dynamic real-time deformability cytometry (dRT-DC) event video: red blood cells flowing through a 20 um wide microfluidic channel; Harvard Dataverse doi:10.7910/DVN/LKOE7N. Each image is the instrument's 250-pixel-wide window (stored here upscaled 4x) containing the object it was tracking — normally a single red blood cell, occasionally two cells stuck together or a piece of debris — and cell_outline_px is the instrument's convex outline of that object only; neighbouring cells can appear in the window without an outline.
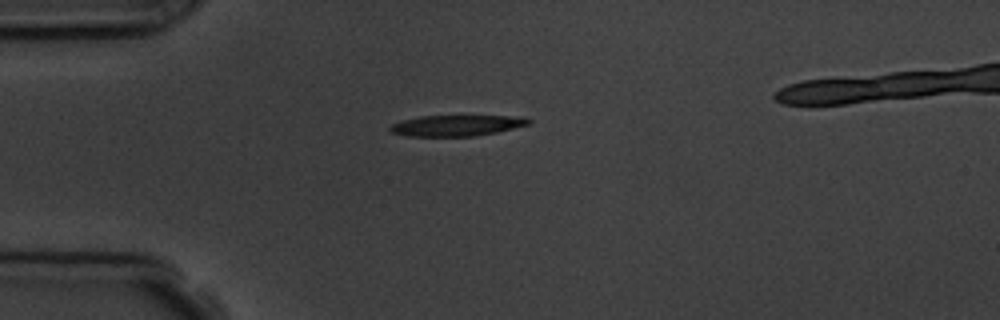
{"species": "common noctule bat (a hibernating species)", "species_latin": "Nyctalus noctula", "temperature_condition": "room temperature", "stored_images_in_passage": 6, "camera_frame_rate_fps": 3000, "um_per_image_px": 0.085, "animal": {"sex": "male", "body_mass_g": 19.5, "forearm_length_mm": 54.6}, "frame": {"image": 1, "passage_image": 6, "time_ms": 5.667, "image_size_px": [1000, 320], "cell_outline_px": [[532, 124], [496, 132], [472, 136], [404, 136], [392, 132], [388, 128], [392, 124], [404, 120], [420, 116], [524, 116], [532, 120]], "centroid_in_image_um": [38.86, 10.66], "position_along_channel_um": 46.1, "area_um2": 16.88}}